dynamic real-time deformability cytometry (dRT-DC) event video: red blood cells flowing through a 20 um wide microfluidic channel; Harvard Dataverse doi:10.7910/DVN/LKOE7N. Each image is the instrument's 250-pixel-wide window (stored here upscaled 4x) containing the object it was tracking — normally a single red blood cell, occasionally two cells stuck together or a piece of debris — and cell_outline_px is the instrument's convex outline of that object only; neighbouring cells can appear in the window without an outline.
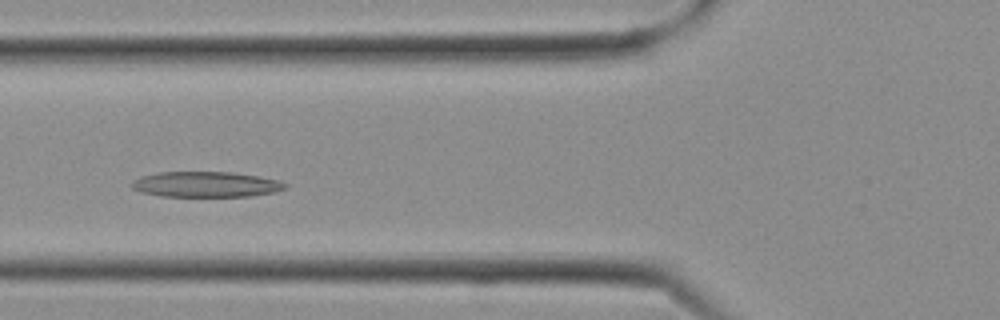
{"species": "Egyptian fruit bat (a non-hibernating species)", "species_latin": "Rousettus aegyptiacus", "temperature_condition": "cold", "stored_images_in_passage": 10, "camera_frame_rate_fps": 3000, "um_per_image_px": 0.085, "frame": {"image": 1, "passage_image": 7, "time_ms": 2.0, "image_size_px": [1000, 320], "cell_outline_px": [[288, 188], [272, 192], [252, 196], [160, 196], [144, 192], [132, 188], [132, 180], [140, 176], [160, 172], [232, 172], [260, 176], [280, 180], [288, 184]], "centroid_in_image_um": [17.55, 15.66], "position_along_channel_um": 108.3, "area_um2": 22.83}}
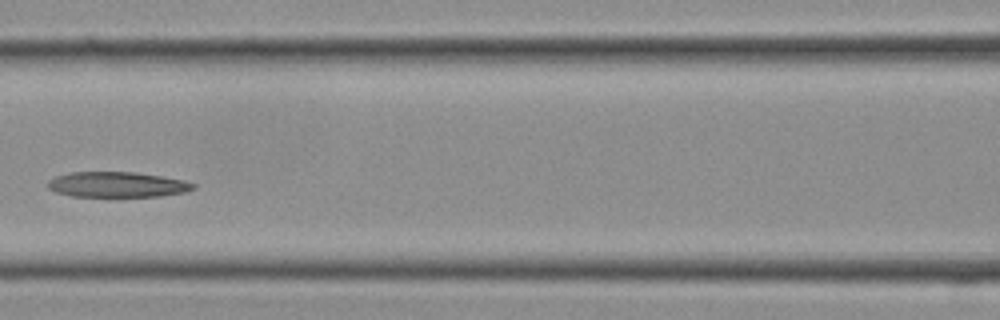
{"frame": {"image": 2, "passage_image": 9, "time_ms": 2.667, "image_size_px": [1000, 320], "cell_outline_px": [[196, 188], [184, 192], [160, 196], [72, 196], [56, 192], [48, 188], [48, 180], [56, 176], [68, 172], [136, 172], [184, 180], [196, 184]], "centroid_in_image_um": [9.96, 15.68], "position_along_channel_um": 156.6, "area_um2": 21.44}}